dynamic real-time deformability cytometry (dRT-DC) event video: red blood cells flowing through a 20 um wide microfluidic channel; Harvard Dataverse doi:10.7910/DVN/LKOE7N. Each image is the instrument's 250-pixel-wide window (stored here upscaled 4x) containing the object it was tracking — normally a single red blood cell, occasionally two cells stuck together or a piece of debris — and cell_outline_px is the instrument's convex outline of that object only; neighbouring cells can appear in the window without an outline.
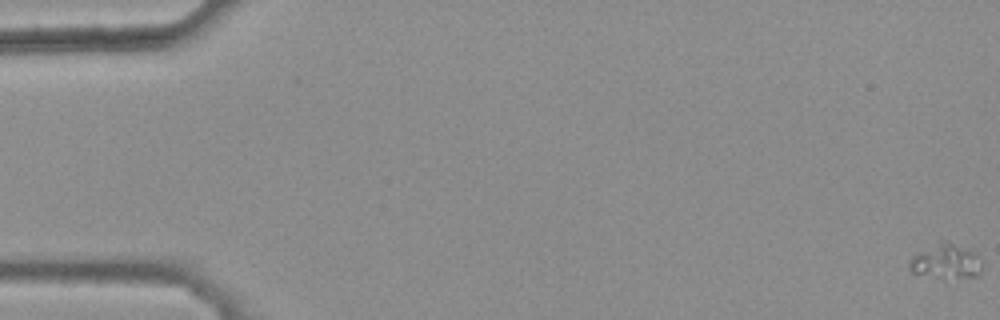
{"species": "common noctule bat (a hibernating species)", "species_latin": "Nyctalus noctula", "temperature_condition": "warm", "stored_images_in_passage": 49, "camera_frame_rate_fps": 3000, "um_per_image_px": 0.085, "animal": {"sex": "female", "body_mass_g": 25.1}, "frame": {"image": 1, "passage_image": 1, "time_ms": 0.0, "image_size_px": [1000, 320], "cell_outline_px": [[980, 272], [976, 276], [944, 280], [912, 272], [908, 268], [912, 260], [920, 252], [940, 240], [944, 240], [976, 252], [980, 264]], "centroid_in_image_um": [80.42, 22.25], "position_along_channel_um": 4.6, "area_um2": 14.57}}
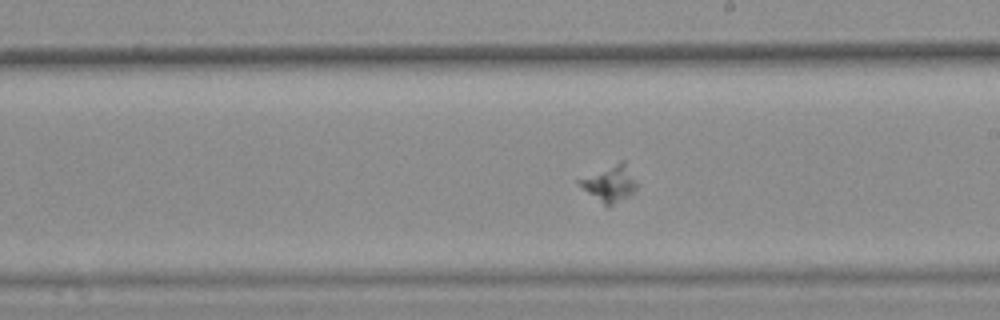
{"frame": {"image": 2, "passage_image": 33, "time_ms": 10.667, "image_size_px": [1000, 320], "cell_outline_px": [[636, 188], [628, 196], [608, 208], [588, 192], [576, 180], [620, 160], [624, 160], [636, 180]], "centroid_in_image_um": [51.86, 15.58], "position_along_channel_um": 237.1, "area_um2": 11.91}}
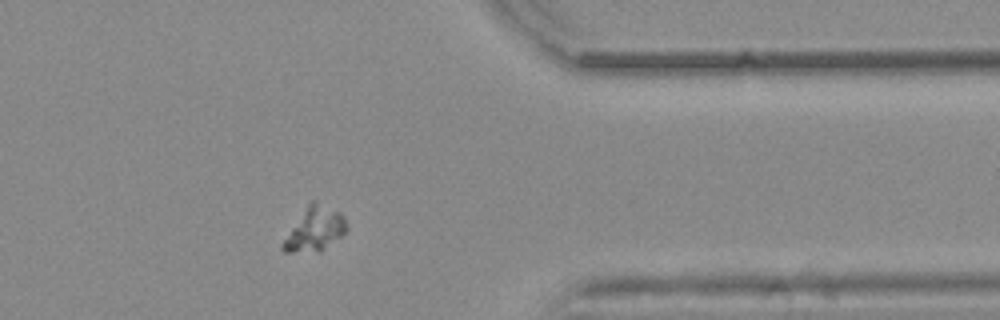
{"frame": {"image": 3, "passage_image": 46, "time_ms": 15.0, "image_size_px": [1000, 320], "cell_outline_px": [[348, 228], [340, 236], [320, 252], [284, 252], [280, 248], [280, 244], [308, 204], [312, 200], [340, 212], [344, 216], [348, 224]], "centroid_in_image_um": [26.75, 19.51], "position_along_channel_um": 384.7, "area_um2": 16.07}}